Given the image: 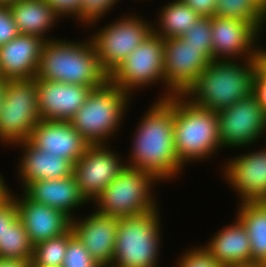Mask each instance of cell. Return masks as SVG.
<instances>
[{
  "instance_id": "obj_1",
  "label": "cell",
  "mask_w": 266,
  "mask_h": 267,
  "mask_svg": "<svg viewBox=\"0 0 266 267\" xmlns=\"http://www.w3.org/2000/svg\"><path fill=\"white\" fill-rule=\"evenodd\" d=\"M173 120L174 95L152 104L136 129L126 166L148 172L158 181L179 175L183 165L175 152Z\"/></svg>"
},
{
  "instance_id": "obj_2",
  "label": "cell",
  "mask_w": 266,
  "mask_h": 267,
  "mask_svg": "<svg viewBox=\"0 0 266 267\" xmlns=\"http://www.w3.org/2000/svg\"><path fill=\"white\" fill-rule=\"evenodd\" d=\"M243 60L244 65L235 60H212L184 96L194 105L214 112L251 96L258 59Z\"/></svg>"
},
{
  "instance_id": "obj_3",
  "label": "cell",
  "mask_w": 266,
  "mask_h": 267,
  "mask_svg": "<svg viewBox=\"0 0 266 267\" xmlns=\"http://www.w3.org/2000/svg\"><path fill=\"white\" fill-rule=\"evenodd\" d=\"M85 41L46 40L35 78L91 86L93 89L102 86L109 76L99 65L91 39Z\"/></svg>"
},
{
  "instance_id": "obj_4",
  "label": "cell",
  "mask_w": 266,
  "mask_h": 267,
  "mask_svg": "<svg viewBox=\"0 0 266 267\" xmlns=\"http://www.w3.org/2000/svg\"><path fill=\"white\" fill-rule=\"evenodd\" d=\"M173 135L175 152L183 166L221 149L217 112L194 105L184 95H174Z\"/></svg>"
},
{
  "instance_id": "obj_5",
  "label": "cell",
  "mask_w": 266,
  "mask_h": 267,
  "mask_svg": "<svg viewBox=\"0 0 266 267\" xmlns=\"http://www.w3.org/2000/svg\"><path fill=\"white\" fill-rule=\"evenodd\" d=\"M129 95L107 80L102 86L92 89L69 122L90 145L107 144L105 142L121 126Z\"/></svg>"
},
{
  "instance_id": "obj_6",
  "label": "cell",
  "mask_w": 266,
  "mask_h": 267,
  "mask_svg": "<svg viewBox=\"0 0 266 267\" xmlns=\"http://www.w3.org/2000/svg\"><path fill=\"white\" fill-rule=\"evenodd\" d=\"M157 208L118 218L116 244L110 267H157L161 242Z\"/></svg>"
},
{
  "instance_id": "obj_7",
  "label": "cell",
  "mask_w": 266,
  "mask_h": 267,
  "mask_svg": "<svg viewBox=\"0 0 266 267\" xmlns=\"http://www.w3.org/2000/svg\"><path fill=\"white\" fill-rule=\"evenodd\" d=\"M155 182L152 174L126 166L94 200L96 211L116 218L154 211L158 207L151 193Z\"/></svg>"
},
{
  "instance_id": "obj_8",
  "label": "cell",
  "mask_w": 266,
  "mask_h": 267,
  "mask_svg": "<svg viewBox=\"0 0 266 267\" xmlns=\"http://www.w3.org/2000/svg\"><path fill=\"white\" fill-rule=\"evenodd\" d=\"M37 99L35 78L6 80L0 108V141L14 145L28 140L40 121Z\"/></svg>"
},
{
  "instance_id": "obj_9",
  "label": "cell",
  "mask_w": 266,
  "mask_h": 267,
  "mask_svg": "<svg viewBox=\"0 0 266 267\" xmlns=\"http://www.w3.org/2000/svg\"><path fill=\"white\" fill-rule=\"evenodd\" d=\"M151 25L138 16H127L103 27L90 37L97 52L99 65L108 76L153 31Z\"/></svg>"
},
{
  "instance_id": "obj_10",
  "label": "cell",
  "mask_w": 266,
  "mask_h": 267,
  "mask_svg": "<svg viewBox=\"0 0 266 267\" xmlns=\"http://www.w3.org/2000/svg\"><path fill=\"white\" fill-rule=\"evenodd\" d=\"M163 45L166 95L162 98L184 95L213 60L212 47L190 46L181 37L163 39Z\"/></svg>"
},
{
  "instance_id": "obj_11",
  "label": "cell",
  "mask_w": 266,
  "mask_h": 267,
  "mask_svg": "<svg viewBox=\"0 0 266 267\" xmlns=\"http://www.w3.org/2000/svg\"><path fill=\"white\" fill-rule=\"evenodd\" d=\"M163 38L153 31L135 48L109 76V80L121 90L131 94L159 80L164 82Z\"/></svg>"
},
{
  "instance_id": "obj_12",
  "label": "cell",
  "mask_w": 266,
  "mask_h": 267,
  "mask_svg": "<svg viewBox=\"0 0 266 267\" xmlns=\"http://www.w3.org/2000/svg\"><path fill=\"white\" fill-rule=\"evenodd\" d=\"M217 115L221 147H247L266 131V114L254 94L219 110Z\"/></svg>"
},
{
  "instance_id": "obj_13",
  "label": "cell",
  "mask_w": 266,
  "mask_h": 267,
  "mask_svg": "<svg viewBox=\"0 0 266 267\" xmlns=\"http://www.w3.org/2000/svg\"><path fill=\"white\" fill-rule=\"evenodd\" d=\"M107 147L106 144L90 145L74 164L73 174L87 201H94L126 167Z\"/></svg>"
},
{
  "instance_id": "obj_14",
  "label": "cell",
  "mask_w": 266,
  "mask_h": 267,
  "mask_svg": "<svg viewBox=\"0 0 266 267\" xmlns=\"http://www.w3.org/2000/svg\"><path fill=\"white\" fill-rule=\"evenodd\" d=\"M211 31L213 60L258 59L261 54L262 48L255 47L260 33L251 23L214 15Z\"/></svg>"
},
{
  "instance_id": "obj_15",
  "label": "cell",
  "mask_w": 266,
  "mask_h": 267,
  "mask_svg": "<svg viewBox=\"0 0 266 267\" xmlns=\"http://www.w3.org/2000/svg\"><path fill=\"white\" fill-rule=\"evenodd\" d=\"M35 81L40 120L70 121L93 89L40 78Z\"/></svg>"
},
{
  "instance_id": "obj_16",
  "label": "cell",
  "mask_w": 266,
  "mask_h": 267,
  "mask_svg": "<svg viewBox=\"0 0 266 267\" xmlns=\"http://www.w3.org/2000/svg\"><path fill=\"white\" fill-rule=\"evenodd\" d=\"M224 167V176L242 202L266 201V149L239 155Z\"/></svg>"
},
{
  "instance_id": "obj_17",
  "label": "cell",
  "mask_w": 266,
  "mask_h": 267,
  "mask_svg": "<svg viewBox=\"0 0 266 267\" xmlns=\"http://www.w3.org/2000/svg\"><path fill=\"white\" fill-rule=\"evenodd\" d=\"M71 220L74 234L85 246L92 258L102 267H110L113 260L118 218L97 211L87 218Z\"/></svg>"
},
{
  "instance_id": "obj_18",
  "label": "cell",
  "mask_w": 266,
  "mask_h": 267,
  "mask_svg": "<svg viewBox=\"0 0 266 267\" xmlns=\"http://www.w3.org/2000/svg\"><path fill=\"white\" fill-rule=\"evenodd\" d=\"M28 140L35 147L59 155L73 165L90 146L69 121L40 120Z\"/></svg>"
},
{
  "instance_id": "obj_19",
  "label": "cell",
  "mask_w": 266,
  "mask_h": 267,
  "mask_svg": "<svg viewBox=\"0 0 266 267\" xmlns=\"http://www.w3.org/2000/svg\"><path fill=\"white\" fill-rule=\"evenodd\" d=\"M19 220L23 223L31 243L34 245L58 237L71 228V219L63 212L44 204H38L24 193L22 198L13 197Z\"/></svg>"
},
{
  "instance_id": "obj_20",
  "label": "cell",
  "mask_w": 266,
  "mask_h": 267,
  "mask_svg": "<svg viewBox=\"0 0 266 267\" xmlns=\"http://www.w3.org/2000/svg\"><path fill=\"white\" fill-rule=\"evenodd\" d=\"M45 40L19 34L0 46V75L6 80H30L37 73L41 49Z\"/></svg>"
},
{
  "instance_id": "obj_21",
  "label": "cell",
  "mask_w": 266,
  "mask_h": 267,
  "mask_svg": "<svg viewBox=\"0 0 266 267\" xmlns=\"http://www.w3.org/2000/svg\"><path fill=\"white\" fill-rule=\"evenodd\" d=\"M22 190L35 203L59 210L71 220L74 219L71 212L88 202L80 191L74 174L67 178L33 181Z\"/></svg>"
},
{
  "instance_id": "obj_22",
  "label": "cell",
  "mask_w": 266,
  "mask_h": 267,
  "mask_svg": "<svg viewBox=\"0 0 266 267\" xmlns=\"http://www.w3.org/2000/svg\"><path fill=\"white\" fill-rule=\"evenodd\" d=\"M16 145H20L24 151L18 164L23 189L33 181L61 179L73 175L74 165L69 160L43 151L29 140Z\"/></svg>"
},
{
  "instance_id": "obj_23",
  "label": "cell",
  "mask_w": 266,
  "mask_h": 267,
  "mask_svg": "<svg viewBox=\"0 0 266 267\" xmlns=\"http://www.w3.org/2000/svg\"><path fill=\"white\" fill-rule=\"evenodd\" d=\"M205 248L224 267L252 265L249 236L237 218L235 223L218 231Z\"/></svg>"
},
{
  "instance_id": "obj_24",
  "label": "cell",
  "mask_w": 266,
  "mask_h": 267,
  "mask_svg": "<svg viewBox=\"0 0 266 267\" xmlns=\"http://www.w3.org/2000/svg\"><path fill=\"white\" fill-rule=\"evenodd\" d=\"M20 34L46 38V31L60 17L45 0H18L8 6Z\"/></svg>"
},
{
  "instance_id": "obj_25",
  "label": "cell",
  "mask_w": 266,
  "mask_h": 267,
  "mask_svg": "<svg viewBox=\"0 0 266 267\" xmlns=\"http://www.w3.org/2000/svg\"><path fill=\"white\" fill-rule=\"evenodd\" d=\"M239 204L237 219L249 236L252 265L266 264V201Z\"/></svg>"
},
{
  "instance_id": "obj_26",
  "label": "cell",
  "mask_w": 266,
  "mask_h": 267,
  "mask_svg": "<svg viewBox=\"0 0 266 267\" xmlns=\"http://www.w3.org/2000/svg\"><path fill=\"white\" fill-rule=\"evenodd\" d=\"M159 16L158 27L160 28L155 26L156 29L153 26L152 30L163 39L182 37L201 18L182 0H173L167 6L165 5Z\"/></svg>"
},
{
  "instance_id": "obj_27",
  "label": "cell",
  "mask_w": 266,
  "mask_h": 267,
  "mask_svg": "<svg viewBox=\"0 0 266 267\" xmlns=\"http://www.w3.org/2000/svg\"><path fill=\"white\" fill-rule=\"evenodd\" d=\"M214 15L251 23L259 32L266 20V12L255 0H217Z\"/></svg>"
},
{
  "instance_id": "obj_28",
  "label": "cell",
  "mask_w": 266,
  "mask_h": 267,
  "mask_svg": "<svg viewBox=\"0 0 266 267\" xmlns=\"http://www.w3.org/2000/svg\"><path fill=\"white\" fill-rule=\"evenodd\" d=\"M33 248L19 218L0 236V257L32 259Z\"/></svg>"
},
{
  "instance_id": "obj_29",
  "label": "cell",
  "mask_w": 266,
  "mask_h": 267,
  "mask_svg": "<svg viewBox=\"0 0 266 267\" xmlns=\"http://www.w3.org/2000/svg\"><path fill=\"white\" fill-rule=\"evenodd\" d=\"M74 235L70 228L64 234L34 245L31 265L62 266L69 239Z\"/></svg>"
},
{
  "instance_id": "obj_30",
  "label": "cell",
  "mask_w": 266,
  "mask_h": 267,
  "mask_svg": "<svg viewBox=\"0 0 266 267\" xmlns=\"http://www.w3.org/2000/svg\"><path fill=\"white\" fill-rule=\"evenodd\" d=\"M62 267H102L74 234L68 241Z\"/></svg>"
},
{
  "instance_id": "obj_31",
  "label": "cell",
  "mask_w": 266,
  "mask_h": 267,
  "mask_svg": "<svg viewBox=\"0 0 266 267\" xmlns=\"http://www.w3.org/2000/svg\"><path fill=\"white\" fill-rule=\"evenodd\" d=\"M187 45L212 47L211 17H201L181 37Z\"/></svg>"
},
{
  "instance_id": "obj_32",
  "label": "cell",
  "mask_w": 266,
  "mask_h": 267,
  "mask_svg": "<svg viewBox=\"0 0 266 267\" xmlns=\"http://www.w3.org/2000/svg\"><path fill=\"white\" fill-rule=\"evenodd\" d=\"M118 0H81L79 10V21L93 24L103 17L111 8L116 5Z\"/></svg>"
},
{
  "instance_id": "obj_33",
  "label": "cell",
  "mask_w": 266,
  "mask_h": 267,
  "mask_svg": "<svg viewBox=\"0 0 266 267\" xmlns=\"http://www.w3.org/2000/svg\"><path fill=\"white\" fill-rule=\"evenodd\" d=\"M178 267H224L217 262L212 254L203 247H196L186 251L177 263Z\"/></svg>"
},
{
  "instance_id": "obj_34",
  "label": "cell",
  "mask_w": 266,
  "mask_h": 267,
  "mask_svg": "<svg viewBox=\"0 0 266 267\" xmlns=\"http://www.w3.org/2000/svg\"><path fill=\"white\" fill-rule=\"evenodd\" d=\"M253 94L266 114V53L263 50L258 57V67L254 77Z\"/></svg>"
},
{
  "instance_id": "obj_35",
  "label": "cell",
  "mask_w": 266,
  "mask_h": 267,
  "mask_svg": "<svg viewBox=\"0 0 266 267\" xmlns=\"http://www.w3.org/2000/svg\"><path fill=\"white\" fill-rule=\"evenodd\" d=\"M20 33L8 6H0V46L14 39Z\"/></svg>"
},
{
  "instance_id": "obj_36",
  "label": "cell",
  "mask_w": 266,
  "mask_h": 267,
  "mask_svg": "<svg viewBox=\"0 0 266 267\" xmlns=\"http://www.w3.org/2000/svg\"><path fill=\"white\" fill-rule=\"evenodd\" d=\"M18 210L14 199L9 195L0 200V236L18 219Z\"/></svg>"
},
{
  "instance_id": "obj_37",
  "label": "cell",
  "mask_w": 266,
  "mask_h": 267,
  "mask_svg": "<svg viewBox=\"0 0 266 267\" xmlns=\"http://www.w3.org/2000/svg\"><path fill=\"white\" fill-rule=\"evenodd\" d=\"M47 1L55 10V12L63 17L66 16H75L76 20L79 21V10L81 5V0H45ZM70 14V15H69Z\"/></svg>"
},
{
  "instance_id": "obj_38",
  "label": "cell",
  "mask_w": 266,
  "mask_h": 267,
  "mask_svg": "<svg viewBox=\"0 0 266 267\" xmlns=\"http://www.w3.org/2000/svg\"><path fill=\"white\" fill-rule=\"evenodd\" d=\"M201 17H213L217 0H182Z\"/></svg>"
},
{
  "instance_id": "obj_39",
  "label": "cell",
  "mask_w": 266,
  "mask_h": 267,
  "mask_svg": "<svg viewBox=\"0 0 266 267\" xmlns=\"http://www.w3.org/2000/svg\"><path fill=\"white\" fill-rule=\"evenodd\" d=\"M32 259L0 257V267H31Z\"/></svg>"
},
{
  "instance_id": "obj_40",
  "label": "cell",
  "mask_w": 266,
  "mask_h": 267,
  "mask_svg": "<svg viewBox=\"0 0 266 267\" xmlns=\"http://www.w3.org/2000/svg\"><path fill=\"white\" fill-rule=\"evenodd\" d=\"M3 178L4 177L0 175V200L5 199L11 193V191L5 185V181H3L4 180Z\"/></svg>"
},
{
  "instance_id": "obj_41",
  "label": "cell",
  "mask_w": 266,
  "mask_h": 267,
  "mask_svg": "<svg viewBox=\"0 0 266 267\" xmlns=\"http://www.w3.org/2000/svg\"><path fill=\"white\" fill-rule=\"evenodd\" d=\"M6 79L0 77V108L2 107V102L5 94Z\"/></svg>"
},
{
  "instance_id": "obj_42",
  "label": "cell",
  "mask_w": 266,
  "mask_h": 267,
  "mask_svg": "<svg viewBox=\"0 0 266 267\" xmlns=\"http://www.w3.org/2000/svg\"><path fill=\"white\" fill-rule=\"evenodd\" d=\"M18 0H0V6H10Z\"/></svg>"
},
{
  "instance_id": "obj_43",
  "label": "cell",
  "mask_w": 266,
  "mask_h": 267,
  "mask_svg": "<svg viewBox=\"0 0 266 267\" xmlns=\"http://www.w3.org/2000/svg\"><path fill=\"white\" fill-rule=\"evenodd\" d=\"M255 2L266 12V0H255Z\"/></svg>"
},
{
  "instance_id": "obj_44",
  "label": "cell",
  "mask_w": 266,
  "mask_h": 267,
  "mask_svg": "<svg viewBox=\"0 0 266 267\" xmlns=\"http://www.w3.org/2000/svg\"><path fill=\"white\" fill-rule=\"evenodd\" d=\"M238 267H263V264L262 265H247V266H238Z\"/></svg>"
},
{
  "instance_id": "obj_45",
  "label": "cell",
  "mask_w": 266,
  "mask_h": 267,
  "mask_svg": "<svg viewBox=\"0 0 266 267\" xmlns=\"http://www.w3.org/2000/svg\"><path fill=\"white\" fill-rule=\"evenodd\" d=\"M31 267H62V266H40V265H31Z\"/></svg>"
}]
</instances>
